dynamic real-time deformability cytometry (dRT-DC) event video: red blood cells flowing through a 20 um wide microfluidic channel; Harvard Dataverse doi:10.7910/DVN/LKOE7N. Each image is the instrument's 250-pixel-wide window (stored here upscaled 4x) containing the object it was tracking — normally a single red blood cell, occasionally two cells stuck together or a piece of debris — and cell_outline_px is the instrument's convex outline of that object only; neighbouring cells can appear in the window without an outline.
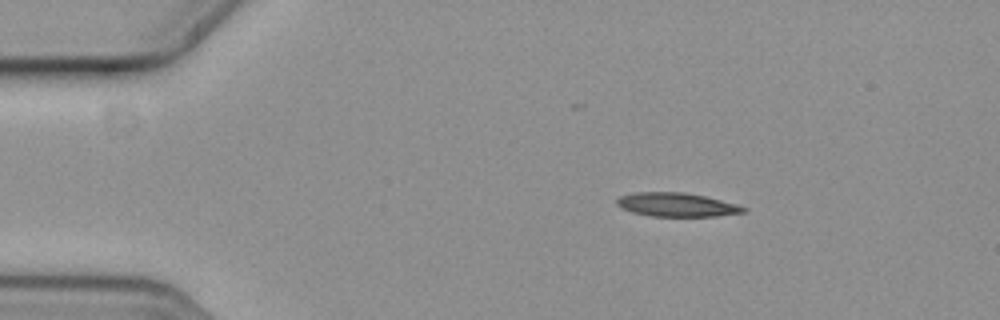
{"species": "common noctule bat (a hibernating species)", "species_latin": "Nyctalus noctula", "temperature_condition": "cold", "stored_images_in_passage": 3, "camera_frame_rate_fps": 3000, "um_per_image_px": 0.085, "animal": {"sex": "female", "body_mass_g": 19.3, "forearm_length_mm": 54.1}, "frame": {"image": 1, "passage_image": 1, "time_ms": 0.0, "image_size_px": [1000, 320], "cell_outline_px": [[748, 212], [716, 216], [652, 216], [632, 212], [620, 208], [616, 204], [616, 200], [620, 196], [636, 192], [684, 192], [704, 196], [736, 204], [748, 208]], "centroid_in_image_um": [57.52, 17.4], "position_along_channel_um": 27.5, "area_um2": 17.57}}